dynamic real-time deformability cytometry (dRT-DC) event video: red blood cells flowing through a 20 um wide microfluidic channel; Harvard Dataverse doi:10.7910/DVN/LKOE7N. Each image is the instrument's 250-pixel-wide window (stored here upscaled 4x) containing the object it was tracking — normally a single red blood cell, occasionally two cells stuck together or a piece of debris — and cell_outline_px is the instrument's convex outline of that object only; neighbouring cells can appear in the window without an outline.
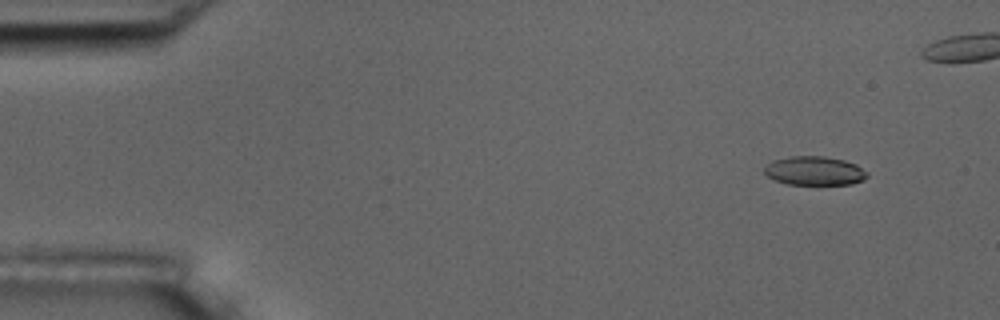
{"species": "common noctule bat (a hibernating species)", "species_latin": "Nyctalus noctula", "temperature_condition": "room temperature", "stored_images_in_passage": 10, "camera_frame_rate_fps": 3000, "um_per_image_px": 0.085, "animal": {"sex": "male", "body_mass_g": 17.5, "forearm_length_mm": 52.3}, "frame": {"image": 1, "passage_image": 2, "time_ms": 1.333, "image_size_px": [1000, 320], "cell_outline_px": [[868, 176], [864, 180], [852, 184], [788, 184], [776, 180], [768, 176], [764, 172], [764, 168], [772, 160], [788, 156], [824, 156], [844, 160], [856, 164], [868, 172]], "centroid_in_image_um": [69.25, 14.51], "position_along_channel_um": 15.7, "area_um2": 17.34}}
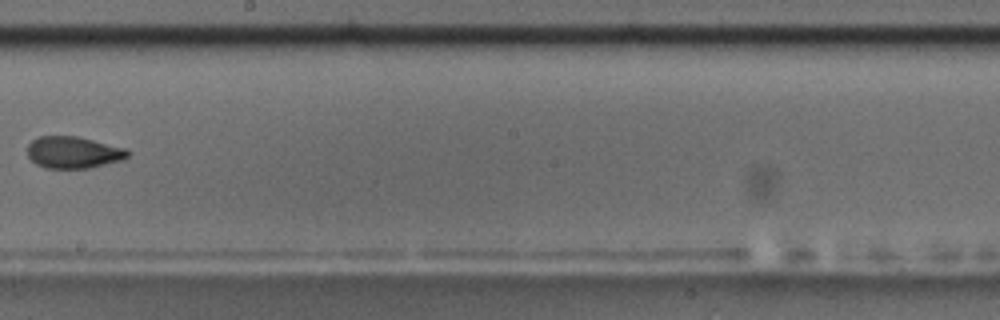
{"frame": {"image": 2, "passage_image": 9, "time_ms": 10.333, "image_size_px": [1000, 320], "cell_outline_px": [[128, 156], [120, 160], [88, 168], [44, 168], [36, 164], [28, 156], [28, 144], [32, 140], [40, 136], [76, 136], [128, 148]], "centroid_in_image_um": [6.22, 12.94], "position_along_channel_um": 242.0, "area_um2": 18.5}}
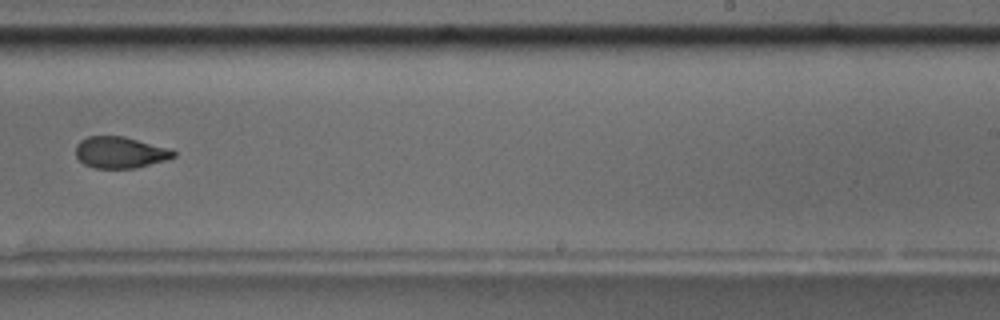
{"frame": {"image": 3, "passage_image": 10, "time_ms": 11.333, "image_size_px": [1000, 320], "cell_outline_px": [[176, 156], [164, 160], [136, 168], [92, 168], [84, 164], [76, 156], [76, 144], [80, 140], [88, 136], [124, 136], [172, 148], [176, 152]], "centroid_in_image_um": [10.22, 12.94], "position_along_channel_um": 278.8, "area_um2": 18.09}}